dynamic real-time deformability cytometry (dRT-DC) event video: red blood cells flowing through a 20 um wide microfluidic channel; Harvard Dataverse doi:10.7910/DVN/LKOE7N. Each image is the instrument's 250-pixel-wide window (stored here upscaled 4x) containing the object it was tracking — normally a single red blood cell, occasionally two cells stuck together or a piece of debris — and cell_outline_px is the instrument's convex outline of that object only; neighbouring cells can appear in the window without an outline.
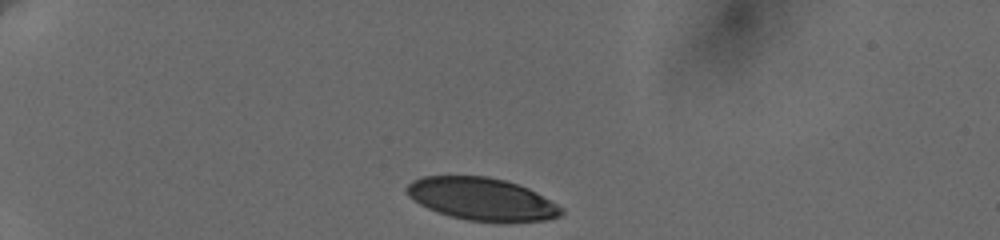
{"species": "human", "species_latin": "Homo sapiens", "temperature_condition": "cold", "stored_images_in_passage": 36, "camera_frame_rate_fps": 3000, "um_per_image_px": 0.085, "donor": {"sex": "female"}, "frame": {"image": 1, "passage_image": 1, "time_ms": 0.0, "image_size_px": [1000, 240], "cell_outline_px": [[564, 212], [560, 216], [544, 220], [504, 224], [468, 220], [452, 216], [428, 208], [412, 200], [408, 196], [404, 188], [412, 180], [424, 176], [488, 176], [504, 180], [528, 188], [536, 192], [564, 208]], "centroid_in_image_um": [40.97, 16.94], "position_along_channel_um": 44.0, "area_um2": 38.73}}
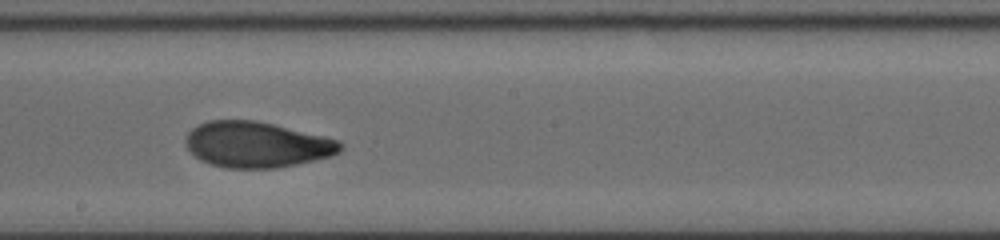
{"frame": {"image": 2, "passage_image": 21, "time_ms": 6.667, "image_size_px": [1000, 240], "cell_outline_px": [[344, 148], [340, 152], [332, 156], [296, 164], [276, 168], [228, 168], [208, 164], [200, 160], [184, 144], [184, 140], [188, 132], [192, 128], [208, 120], [256, 120], [324, 136], [340, 140], [344, 144]], "centroid_in_image_um": [21.83, 12.29], "position_along_channel_um": 226.4, "area_um2": 41.44}}
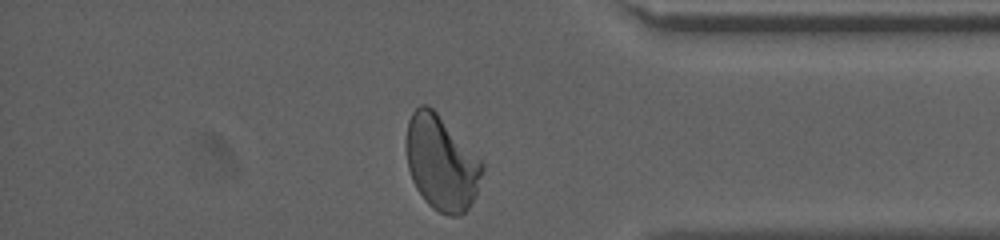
{"frame": {"image": 3, "passage_image": 36, "time_ms": 11.667, "image_size_px": [1000, 240], "cell_outline_px": [[484, 168], [472, 204], [460, 216], [448, 216], [432, 208], [424, 200], [416, 188], [412, 180], [408, 168], [404, 144], [408, 120], [412, 112], [420, 104], [428, 104], [436, 112], [484, 164]], "centroid_in_image_um": [37.47, 13.86], "position_along_channel_um": 397.7, "area_um2": 41.91}, "authors_computed_cell_mechanics": {"area_um2": 41.4426, "velocity_mm_per_s": 3.6371, "shape_relaxation_time_tau1_ms": 4.0265, "shape_relaxation_time_tau2_ms": 1.4917, "deformation_change_tau1": 0.1545, "deformation_change_tau2": 0.0653}}